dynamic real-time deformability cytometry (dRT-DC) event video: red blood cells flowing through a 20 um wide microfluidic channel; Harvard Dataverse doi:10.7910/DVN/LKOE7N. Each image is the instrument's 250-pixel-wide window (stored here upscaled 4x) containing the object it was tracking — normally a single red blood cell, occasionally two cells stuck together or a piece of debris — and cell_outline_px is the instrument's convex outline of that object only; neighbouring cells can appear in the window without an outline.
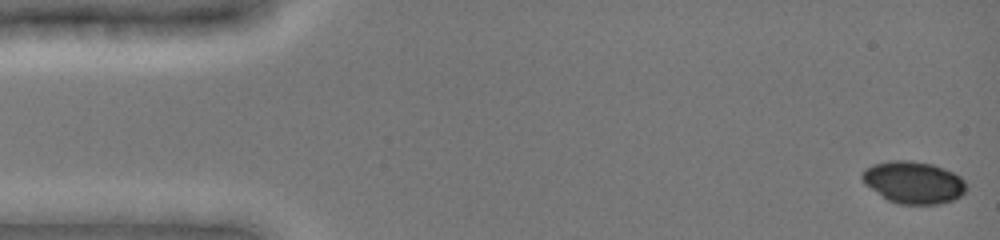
{"species": "common noctule bat (a hibernating species)", "species_latin": "Nyctalus noctula", "temperature_condition": "cold", "stored_images_in_passage": 27, "camera_frame_rate_fps": 3000, "um_per_image_px": 0.085, "animal": {"sex": "female", "body_mass_g": 19.0, "forearm_length_mm": 51.5}, "frame": {"image": 1, "passage_image": 1, "time_ms": 0.0, "image_size_px": [1000, 240], "cell_outline_px": [[968, 188], [956, 200], [940, 204], [900, 204], [888, 200], [864, 184], [860, 176], [860, 172], [864, 168], [872, 164], [892, 160], [908, 160], [932, 164], [944, 168], [960, 176], [968, 184]], "centroid_in_image_um": [77.65, 15.5], "position_along_channel_um": 7.4, "area_um2": 25.95}}
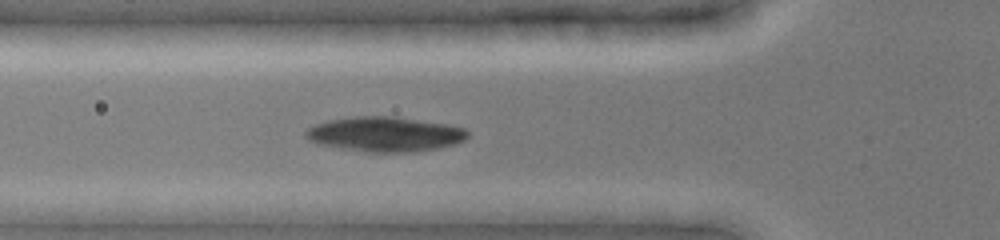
{"frame": {"image": 2, "passage_image": 15, "time_ms": 5.333, "image_size_px": [1000, 240], "cell_outline_px": [[468, 136], [464, 140], [456, 144], [436, 148], [404, 152], [368, 152], [320, 144], [308, 140], [304, 136], [304, 132], [308, 128], [316, 124], [328, 120], [352, 116], [396, 116], [448, 124], [464, 128], [468, 132]], "centroid_in_image_um": [32.71, 11.39], "position_along_channel_um": 93.1, "area_um2": 32.77}}
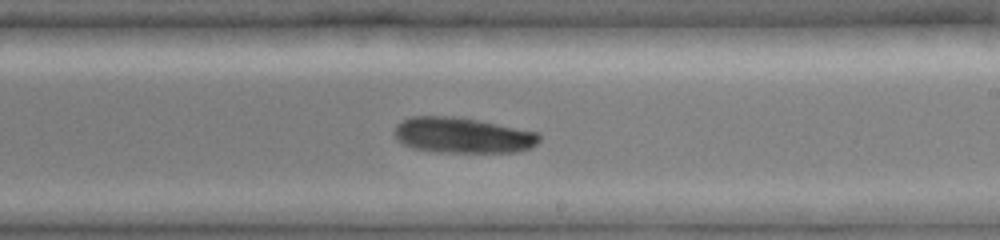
{"frame": {"image": 3, "passage_image": 26, "time_ms": 9.333, "image_size_px": [1000, 240], "cell_outline_px": [[540, 140], [536, 144], [528, 148], [516, 152], [440, 152], [412, 148], [396, 140], [396, 124], [412, 116], [452, 116], [476, 120], [540, 132]], "centroid_in_image_um": [39.33, 11.5], "position_along_channel_um": 249.7, "area_um2": 29.88}}